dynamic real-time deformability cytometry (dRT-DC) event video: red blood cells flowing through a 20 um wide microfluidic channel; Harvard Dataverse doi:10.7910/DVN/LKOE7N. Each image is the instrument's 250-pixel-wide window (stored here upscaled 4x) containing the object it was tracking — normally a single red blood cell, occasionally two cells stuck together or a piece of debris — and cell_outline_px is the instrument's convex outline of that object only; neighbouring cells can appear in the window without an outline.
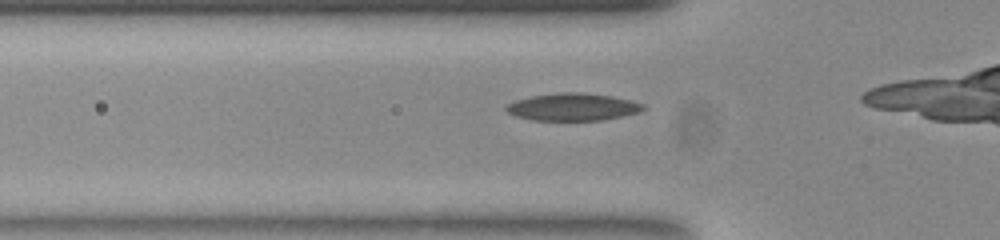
{"species": "common noctule bat (a hibernating species)", "species_latin": "Nyctalus noctula", "temperature_condition": "room temperature", "stored_images_in_passage": 8, "camera_frame_rate_fps": 3000, "um_per_image_px": 0.085, "animal": {"sex": "female", "body_mass_g": 23.0, "forearm_length_mm": 53.4}, "frame": {"image": 1, "passage_image": 3, "time_ms": 0.667, "image_size_px": [1000, 240], "cell_outline_px": [[644, 108], [640, 112], [600, 120], [532, 120], [516, 116], [508, 112], [504, 108], [508, 104], [516, 100], [532, 96], [560, 92], [584, 92], [612, 96], [632, 100], [644, 104]], "centroid_in_image_um": [48.69, 9.08], "position_along_channel_um": 77.1, "area_um2": 21.79}}
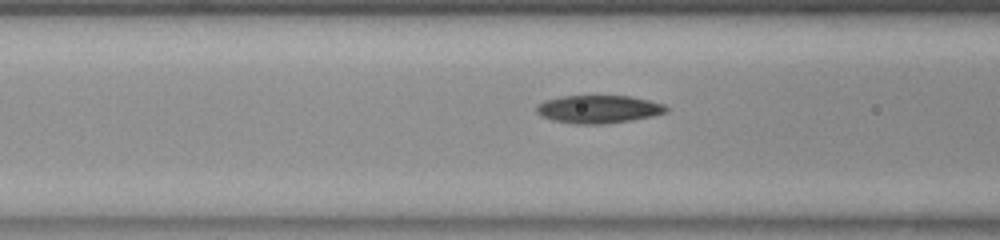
{"frame": {"image": 2, "passage_image": 6, "time_ms": 1.667, "image_size_px": [1000, 240], "cell_outline_px": [[668, 112], [652, 116], [604, 124], [576, 124], [552, 120], [540, 116], [536, 112], [536, 104], [544, 100], [564, 96], [632, 96], [664, 104], [668, 108]], "centroid_in_image_um": [50.84, 9.28], "position_along_channel_um": 115.8, "area_um2": 21.15}}